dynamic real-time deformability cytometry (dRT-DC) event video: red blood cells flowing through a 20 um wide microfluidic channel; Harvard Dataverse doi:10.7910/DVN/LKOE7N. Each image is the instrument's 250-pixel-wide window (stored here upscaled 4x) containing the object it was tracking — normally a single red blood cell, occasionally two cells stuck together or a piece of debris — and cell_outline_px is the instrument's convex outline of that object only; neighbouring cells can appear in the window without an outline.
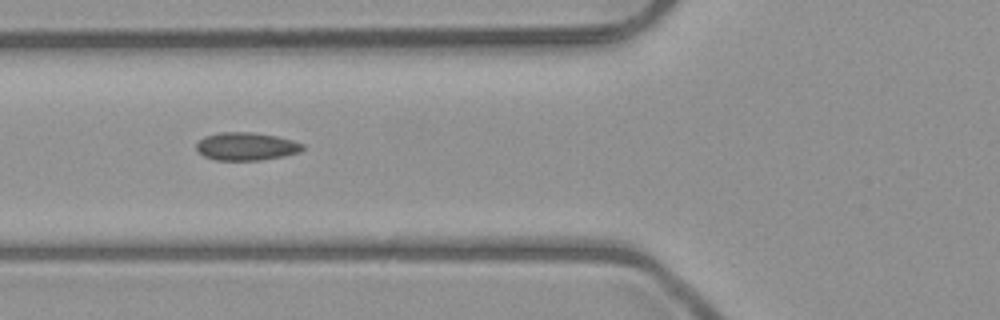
{"species": "common noctule bat (a hibernating species)", "species_latin": "Nyctalus noctula", "temperature_condition": "room temperature", "stored_images_in_passage": 6, "camera_frame_rate_fps": 3000, "um_per_image_px": 0.085, "animal": {"sex": "male", "body_mass_g": 23.1, "forearm_length_mm": 52.7}, "frame": {"image": 1, "passage_image": 4, "time_ms": 3.333, "image_size_px": [1000, 320], "cell_outline_px": [[304, 148], [300, 152], [284, 156], [260, 160], [216, 160], [204, 156], [196, 148], [196, 144], [204, 136], [220, 132], [252, 132], [276, 136], [292, 140], [304, 144]], "centroid_in_image_um": [20.94, 12.44], "position_along_channel_um": 104.9, "area_um2": 17.28}}
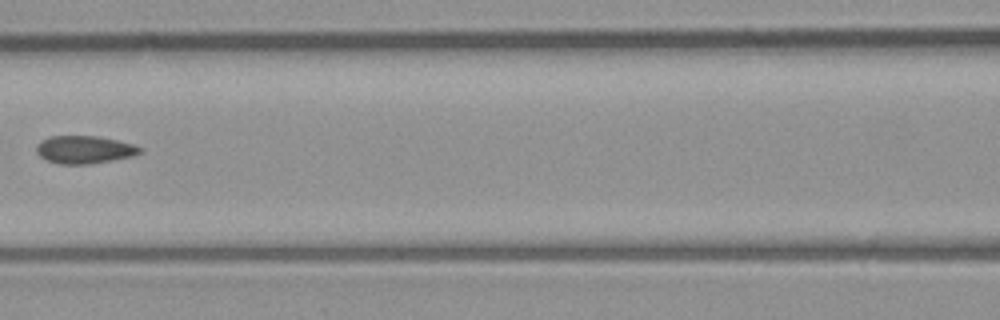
{"frame": {"image": 2, "passage_image": 5, "time_ms": 4.667, "image_size_px": [1000, 320], "cell_outline_px": [[144, 152], [136, 156], [92, 164], [60, 164], [48, 160], [40, 156], [36, 152], [36, 144], [40, 140], [48, 136], [96, 136], [116, 140], [132, 144], [144, 148]], "centroid_in_image_um": [7.21, 12.72], "position_along_channel_um": 159.4, "area_um2": 17.05}}
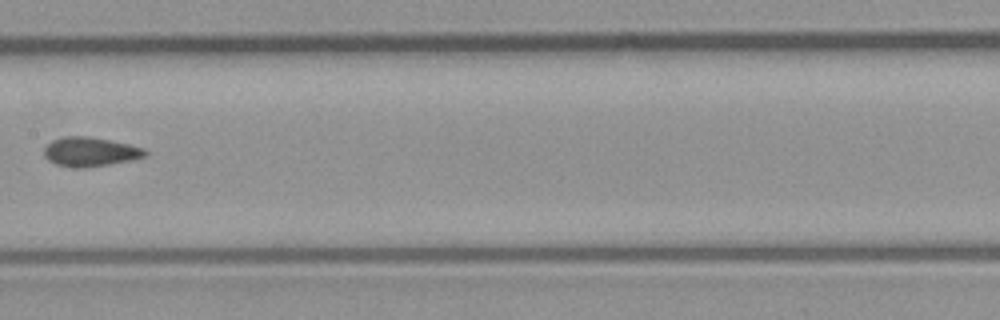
{"frame": {"image": 3, "passage_image": 6, "time_ms": 5.667, "image_size_px": [1000, 320], "cell_outline_px": [[148, 156], [88, 168], [72, 168], [56, 164], [48, 160], [44, 156], [44, 148], [52, 140], [64, 136], [88, 136], [128, 144], [144, 148], [148, 152]], "centroid_in_image_um": [7.64, 12.91], "position_along_channel_um": 199.8, "area_um2": 17.22}}